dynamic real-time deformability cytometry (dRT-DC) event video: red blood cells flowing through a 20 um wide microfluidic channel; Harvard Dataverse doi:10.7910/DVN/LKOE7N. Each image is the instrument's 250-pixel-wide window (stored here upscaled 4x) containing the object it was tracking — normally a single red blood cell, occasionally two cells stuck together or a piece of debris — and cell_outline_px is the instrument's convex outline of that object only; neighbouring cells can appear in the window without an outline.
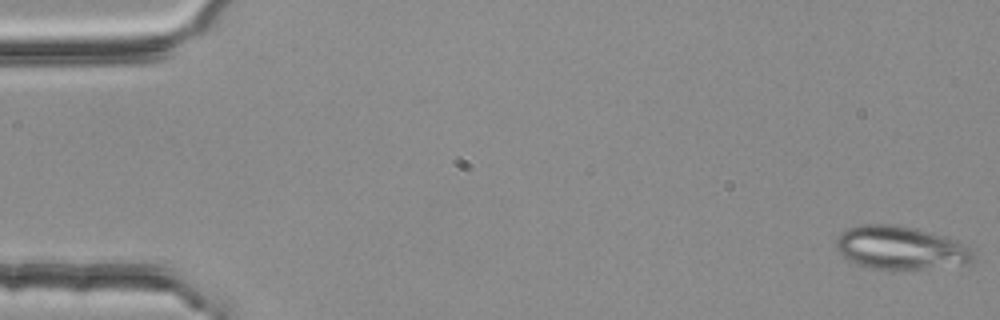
{"species": "common noctule bat (a hibernating species)", "species_latin": "Nyctalus noctula", "temperature_condition": "room temperature", "stored_images_in_passage": 53, "camera_frame_rate_fps": 3000, "um_per_image_px": 0.085, "animal": {"sex": "female", "body_mass_g": 25.1}, "frame": {"image": 1, "passage_image": 1, "time_ms": 0.0, "image_size_px": [1000, 320], "cell_outline_px": [[976, 252], [972, 260], [968, 264], [892, 272], [888, 272], [868, 268], [856, 264], [848, 260], [836, 248], [836, 240], [848, 228], [856, 224], [892, 224], [916, 228], [956, 240], [968, 244]], "centroid_in_image_um": [76.57, 21.1], "position_along_channel_um": 8.4, "area_um2": 35.49}}
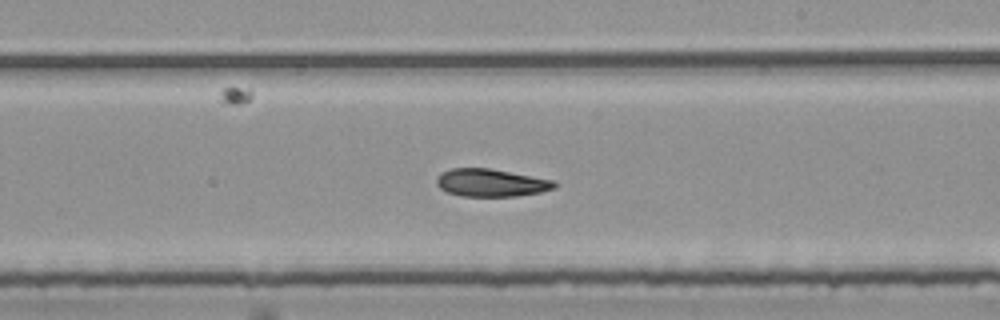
{"frame": {"image": 2, "passage_image": 32, "time_ms": 10.333, "image_size_px": [1000, 320], "cell_outline_px": [[556, 188], [540, 192], [516, 196], [460, 196], [448, 192], [440, 188], [436, 184], [436, 180], [440, 172], [452, 168], [488, 168], [556, 180]], "centroid_in_image_um": [41.74, 15.53], "position_along_channel_um": 247.3, "area_um2": 19.07}}
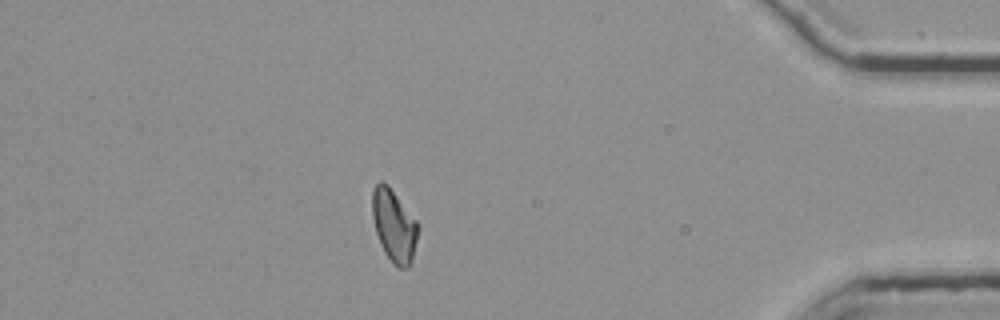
{"frame": {"image": 3, "passage_image": 48, "time_ms": 15.667, "image_size_px": [1000, 320], "cell_outline_px": [[420, 228], [412, 260], [408, 268], [400, 268], [384, 252], [380, 244], [376, 232], [372, 216], [372, 192], [376, 184], [380, 180], [388, 184], [420, 224]], "centroid_in_image_um": [33.51, 19.15], "position_along_channel_um": 401.7, "area_um2": 19.42}}